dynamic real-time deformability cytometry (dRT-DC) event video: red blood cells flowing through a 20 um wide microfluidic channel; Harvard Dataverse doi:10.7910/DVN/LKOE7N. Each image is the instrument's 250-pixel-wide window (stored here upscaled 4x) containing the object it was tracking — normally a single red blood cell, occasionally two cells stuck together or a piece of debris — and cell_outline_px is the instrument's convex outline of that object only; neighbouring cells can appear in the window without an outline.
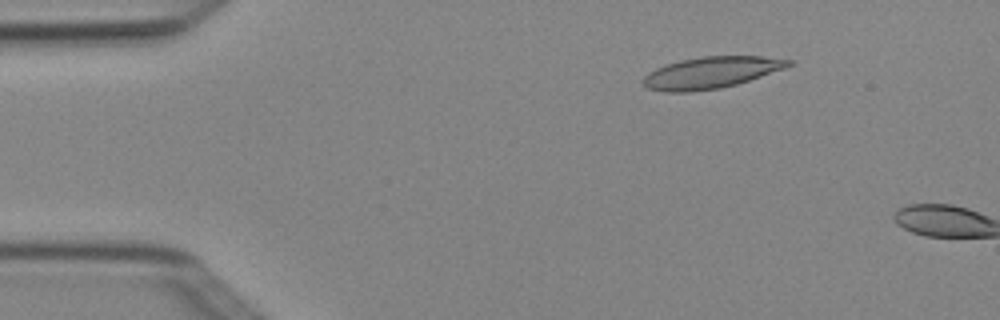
{"species": "Egyptian fruit bat (a non-hibernating species)", "species_latin": "Rousettus aegyptiacus", "temperature_condition": "cold", "stored_images_in_passage": 3, "camera_frame_rate_fps": 3000, "um_per_image_px": 0.085, "animal": {"sex": "female"}, "frame": {"image": 1, "passage_image": 2, "time_ms": 0.333, "image_size_px": [1000, 320], "cell_outline_px": [[792, 64], [784, 68], [736, 84], [720, 88], [688, 92], [664, 92], [648, 88], [640, 80], [648, 72], [664, 64], [680, 60], [700, 56], [760, 56], [792, 60]], "centroid_in_image_um": [60.37, 6.16], "position_along_channel_um": 24.6, "area_um2": 26.65}}